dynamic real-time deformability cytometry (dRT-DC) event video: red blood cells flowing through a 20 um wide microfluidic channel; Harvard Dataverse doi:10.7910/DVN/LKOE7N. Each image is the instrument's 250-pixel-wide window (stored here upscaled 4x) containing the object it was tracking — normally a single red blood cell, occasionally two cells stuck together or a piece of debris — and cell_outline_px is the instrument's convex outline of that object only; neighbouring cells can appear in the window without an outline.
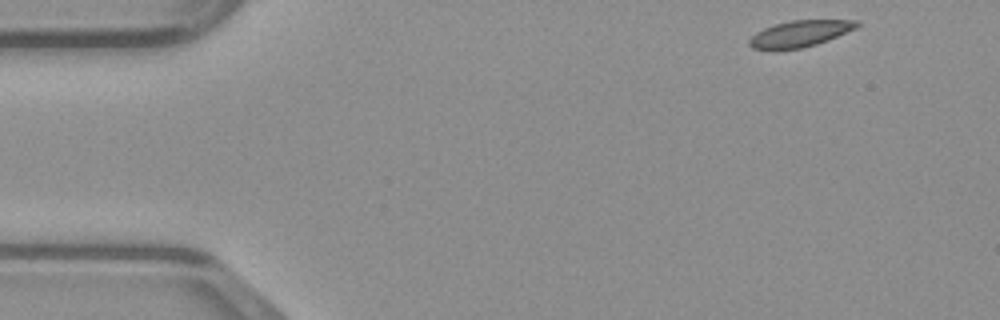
{"species": "common noctule bat (a hibernating species)", "species_latin": "Nyctalus noctula", "temperature_condition": "warm", "stored_images_in_passage": 45, "camera_frame_rate_fps": 3000, "um_per_image_px": 0.085, "animal": {"sex": "male", "body_mass_g": 23.1, "forearm_length_mm": 52.7}, "frame": {"image": 1, "passage_image": 1, "time_ms": 0.0, "image_size_px": [1000, 320], "cell_outline_px": [[860, 24], [856, 28], [828, 40], [804, 48], [776, 52], [772, 52], [752, 48], [748, 44], [748, 40], [756, 32], [764, 28], [776, 24], [792, 20], [860, 20]], "centroid_in_image_um": [67.94, 2.9], "position_along_channel_um": 17.1, "area_um2": 16.99}}
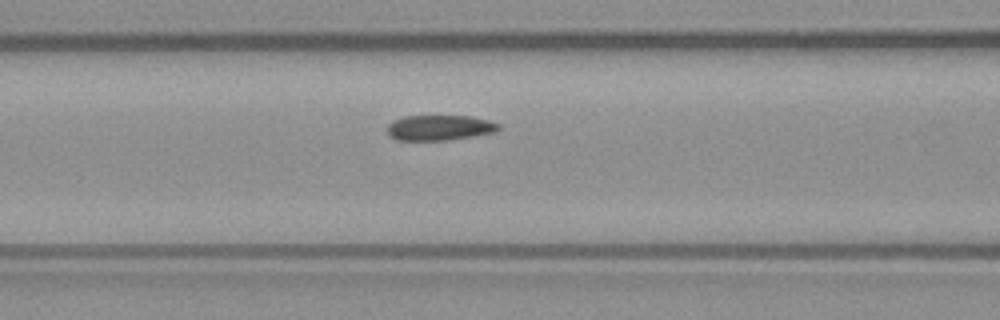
{"frame": {"image": 2, "passage_image": 16, "time_ms": 5.0, "image_size_px": [1000, 320], "cell_outline_px": [[500, 128], [496, 132], [448, 140], [396, 140], [388, 136], [388, 124], [392, 120], [404, 116], [468, 116], [488, 120], [500, 124]], "centroid_in_image_um": [37.33, 10.85], "position_along_channel_um": 129.3, "area_um2": 16.47}}
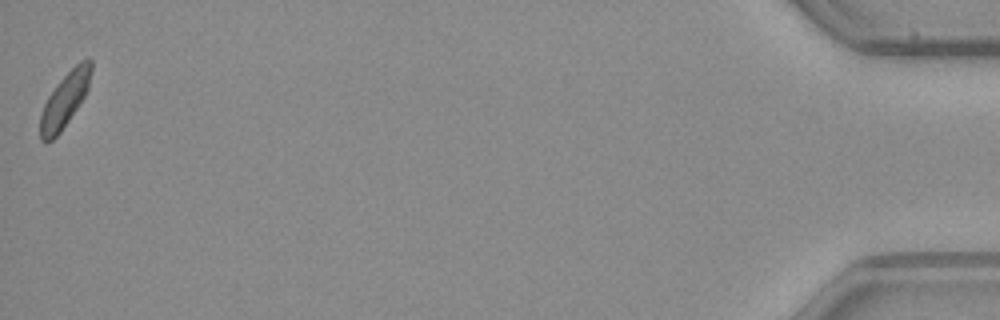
{"frame": {"image": 3, "passage_image": 45, "time_ms": 14.667, "image_size_px": [1000, 320], "cell_outline_px": [[92, 72], [88, 88], [84, 96], [60, 132], [48, 144], [44, 144], [40, 140], [40, 116], [44, 104], [48, 96], [56, 84], [80, 60], [92, 60]], "centroid_in_image_um": [5.48, 8.52], "position_along_channel_um": 429.7, "area_um2": 16.01}}